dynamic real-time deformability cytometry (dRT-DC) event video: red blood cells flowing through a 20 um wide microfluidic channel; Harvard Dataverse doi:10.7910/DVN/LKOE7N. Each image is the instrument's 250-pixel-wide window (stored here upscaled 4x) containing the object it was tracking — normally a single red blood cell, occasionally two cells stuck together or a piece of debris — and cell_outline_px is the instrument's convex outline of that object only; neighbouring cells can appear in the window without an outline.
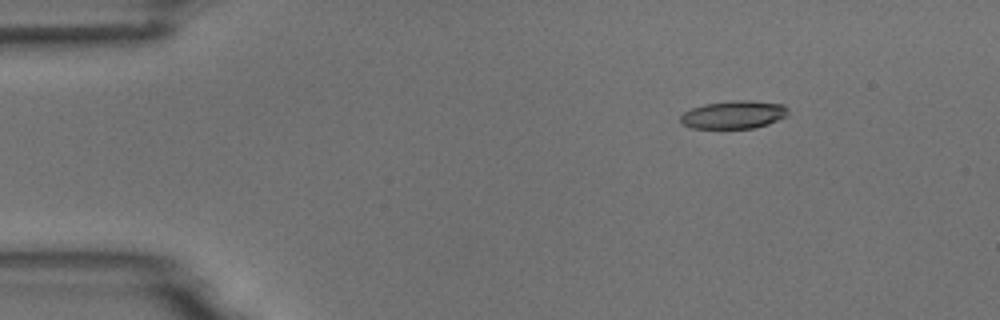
{"species": "common noctule bat (a hibernating species)", "species_latin": "Nyctalus noctula", "temperature_condition": "room temperature", "stored_images_in_passage": 9, "camera_frame_rate_fps": 3000, "um_per_image_px": 0.085, "animal": {"sex": "male", "body_mass_g": 18.8}, "frame": {"image": 1, "passage_image": 3, "time_ms": 2.333, "image_size_px": [1000, 320], "cell_outline_px": [[788, 116], [768, 124], [756, 128], [692, 128], [684, 124], [680, 120], [680, 116], [684, 112], [692, 108], [704, 104], [732, 100], [748, 100], [784, 104], [788, 108]], "centroid_in_image_um": [62.4, 9.74], "position_along_channel_um": 22.6, "area_um2": 17.63}}
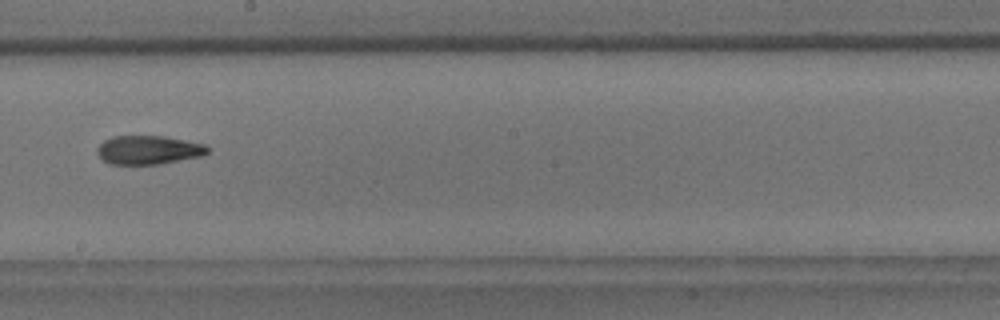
{"frame": {"image": 2, "passage_image": 9, "time_ms": 10.0, "image_size_px": [1000, 320], "cell_outline_px": [[208, 152], [204, 156], [160, 164], [108, 164], [96, 152], [96, 148], [104, 140], [112, 136], [164, 136], [208, 144]], "centroid_in_image_um": [12.65, 12.74], "position_along_channel_um": 235.5, "area_um2": 18.73}}